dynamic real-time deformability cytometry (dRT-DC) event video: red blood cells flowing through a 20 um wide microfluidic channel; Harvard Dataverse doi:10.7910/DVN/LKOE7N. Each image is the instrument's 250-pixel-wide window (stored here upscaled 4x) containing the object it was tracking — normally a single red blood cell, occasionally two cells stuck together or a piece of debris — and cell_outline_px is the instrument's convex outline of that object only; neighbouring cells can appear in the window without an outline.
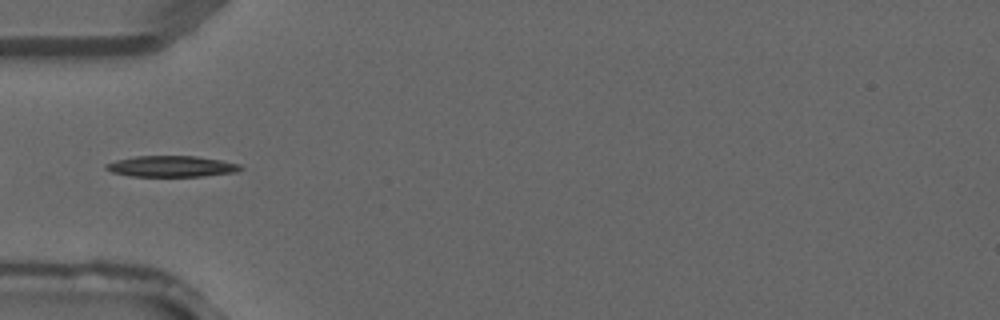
{"species": "common noctule bat (a hibernating species)", "species_latin": "Nyctalus noctula", "temperature_condition": "warm", "stored_images_in_passage": 1, "camera_frame_rate_fps": 3000, "um_per_image_px": 0.085, "animal": {"sex": "male", "forearm_length_mm": 52.5}, "frame": {"image": 1, "passage_image": 1, "time_ms": 0.0, "image_size_px": [1000, 320], "cell_outline_px": [[244, 168], [236, 172], [204, 176], [132, 176], [112, 172], [104, 168], [104, 164], [116, 160], [136, 156], [196, 156], [220, 160], [240, 164]], "centroid_in_image_um": [14.58, 14.14], "position_along_channel_um": 70.4, "area_um2": 16.47}}